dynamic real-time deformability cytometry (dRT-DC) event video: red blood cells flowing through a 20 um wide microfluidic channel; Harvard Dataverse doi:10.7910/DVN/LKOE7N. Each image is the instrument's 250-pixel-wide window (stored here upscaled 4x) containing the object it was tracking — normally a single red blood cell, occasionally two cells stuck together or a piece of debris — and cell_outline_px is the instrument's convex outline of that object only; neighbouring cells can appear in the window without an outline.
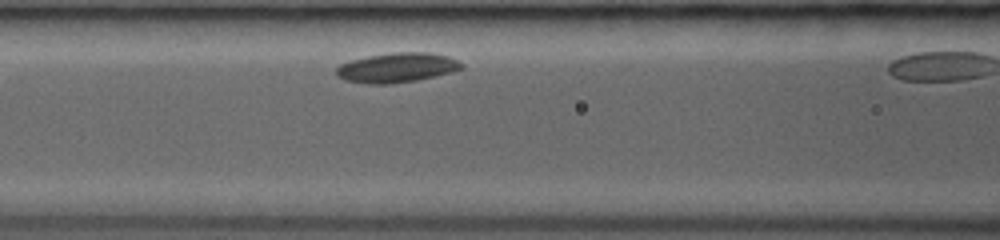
{"species": "common noctule bat (a hibernating species)", "species_latin": "Nyctalus noctula", "temperature_condition": "room temperature", "stored_images_in_passage": 4, "camera_frame_rate_fps": 3000, "um_per_image_px": 0.085, "animal": {"sex": "female", "body_mass_g": 19.0, "forearm_length_mm": 53.3}, "frame": {"image": 1, "passage_image": 3, "time_ms": 1.667, "image_size_px": [1000, 240], "cell_outline_px": [[464, 68], [452, 72], [416, 80], [392, 84], [368, 84], [344, 80], [336, 76], [336, 68], [340, 64], [352, 60], [368, 56], [392, 52], [428, 52], [448, 56], [464, 64]], "centroid_in_image_um": [33.73, 5.75], "position_along_channel_um": 132.9, "area_um2": 21.73}}